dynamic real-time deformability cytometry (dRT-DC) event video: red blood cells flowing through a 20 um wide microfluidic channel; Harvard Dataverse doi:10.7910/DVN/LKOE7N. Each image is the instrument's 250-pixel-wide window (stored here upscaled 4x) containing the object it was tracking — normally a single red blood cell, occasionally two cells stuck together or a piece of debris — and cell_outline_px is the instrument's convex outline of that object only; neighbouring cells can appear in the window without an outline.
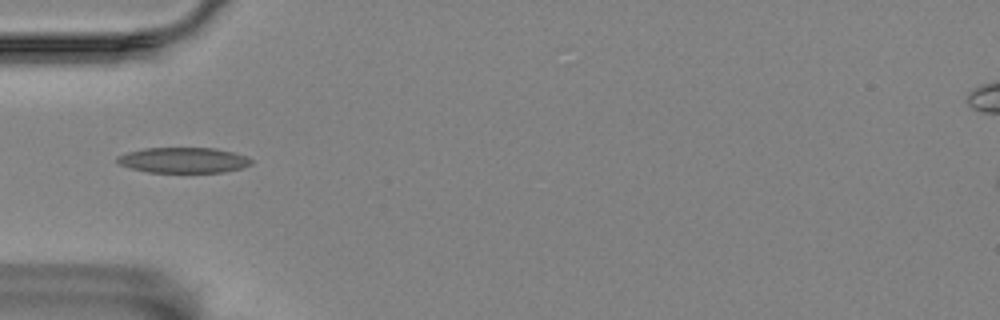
{"species": "Egyptian fruit bat (a non-hibernating species)", "species_latin": "Rousettus aegyptiacus", "temperature_condition": "room temperature", "stored_images_in_passage": 5, "camera_frame_rate_fps": 3000, "um_per_image_px": 0.085, "animal": {"sex": "female"}, "frame": {"image": 1, "passage_image": 2, "time_ms": 1.333, "image_size_px": [1000, 320], "cell_outline_px": [[252, 164], [240, 168], [224, 172], [148, 172], [132, 168], [120, 164], [116, 160], [116, 156], [128, 152], [144, 148], [216, 148], [248, 156], [252, 160]], "centroid_in_image_um": [15.61, 13.61], "position_along_channel_um": 69.4, "area_um2": 19.83}}
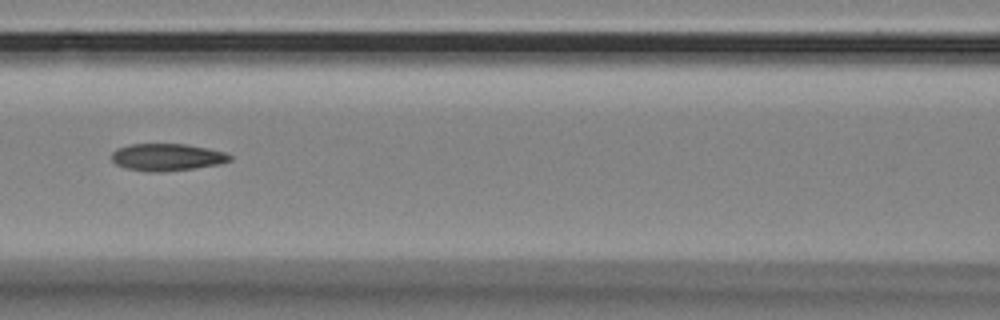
{"frame": {"image": 2, "passage_image": 4, "time_ms": 3.667, "image_size_px": [1000, 320], "cell_outline_px": [[232, 160], [220, 164], [196, 168], [160, 172], [148, 172], [128, 168], [116, 164], [112, 160], [112, 152], [116, 148], [128, 144], [184, 144], [208, 148], [224, 152], [232, 156]], "centroid_in_image_um": [14.2, 13.36], "position_along_channel_um": 152.4, "area_um2": 18.79}}
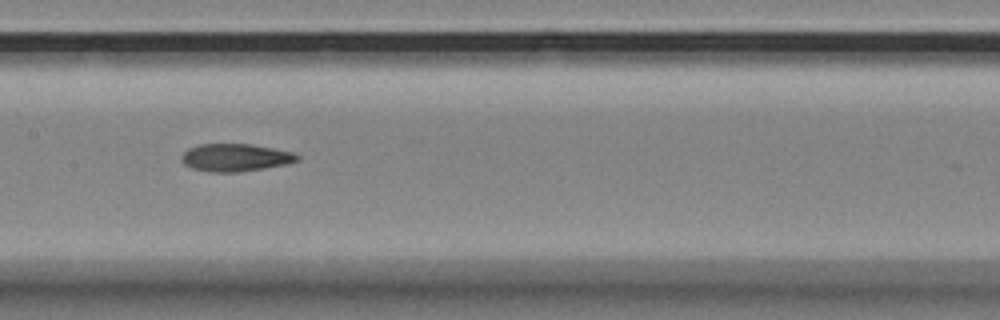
{"frame": {"image": 3, "passage_image": 5, "time_ms": 4.667, "image_size_px": [1000, 320], "cell_outline_px": [[300, 160], [288, 164], [264, 168], [236, 172], [212, 172], [192, 168], [184, 164], [180, 156], [188, 148], [200, 144], [252, 144], [292, 152], [300, 156]], "centroid_in_image_um": [20.01, 13.39], "position_along_channel_um": 187.4, "area_um2": 18.61}}